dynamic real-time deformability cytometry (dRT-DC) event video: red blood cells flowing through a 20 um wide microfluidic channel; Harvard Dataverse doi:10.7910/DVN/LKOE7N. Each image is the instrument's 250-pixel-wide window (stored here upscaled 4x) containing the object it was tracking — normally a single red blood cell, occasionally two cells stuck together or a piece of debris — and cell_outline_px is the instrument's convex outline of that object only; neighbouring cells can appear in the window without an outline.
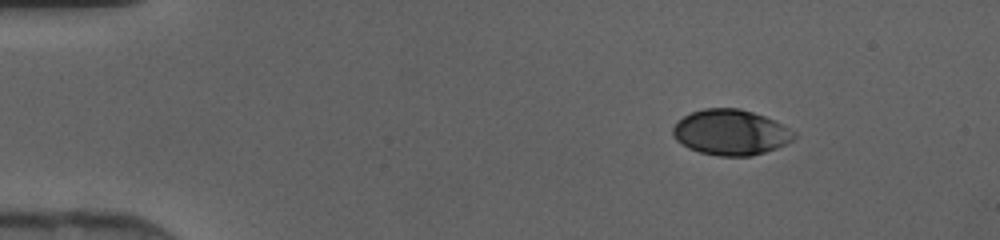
{"species": "human", "species_latin": "Homo sapiens", "temperature_condition": "cold", "stored_images_in_passage": 40, "camera_frame_rate_fps": 3000, "um_per_image_px": 0.085, "donor": {"sex": "female"}, "frame": {"image": 1, "passage_image": 1, "time_ms": 0.0, "image_size_px": [1000, 240], "cell_outline_px": [[796, 136], [788, 144], [752, 156], [720, 156], [700, 152], [688, 148], [680, 144], [672, 136], [672, 128], [684, 116], [692, 112], [704, 108], [740, 108], [764, 116], [796, 132]], "centroid_in_image_um": [62.1, 11.26], "position_along_channel_um": 22.9, "area_um2": 32.08}}
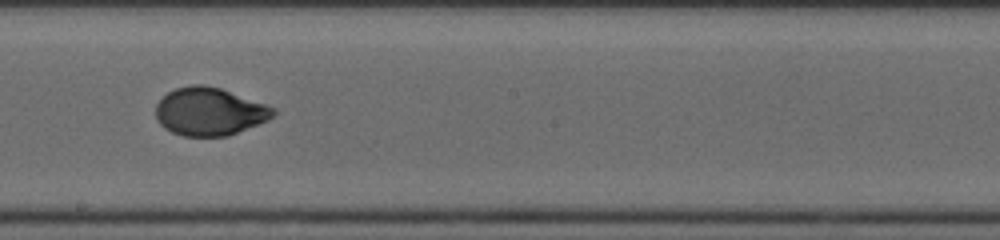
{"frame": {"image": 2, "passage_image": 21, "time_ms": 6.667, "image_size_px": [1000, 240], "cell_outline_px": [[276, 112], [268, 120], [228, 136], [184, 136], [172, 132], [164, 128], [156, 120], [156, 104], [168, 92], [176, 88], [192, 84], [204, 84], [220, 88], [276, 108]], "centroid_in_image_um": [17.79, 9.48], "position_along_channel_um": 230.4, "area_um2": 32.71}}
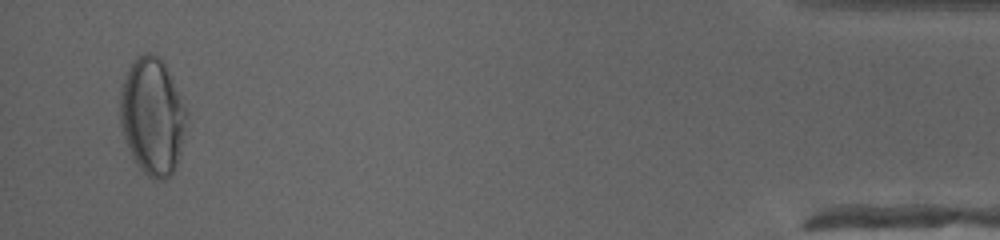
{"frame": {"image": 3, "passage_image": 39, "time_ms": 12.667, "image_size_px": [1000, 240], "cell_outline_px": [[188, 112], [180, 152], [176, 164], [172, 172], [164, 180], [156, 180], [148, 176], [140, 168], [132, 156], [124, 140], [120, 124], [120, 92], [124, 72], [136, 56], [144, 52], [152, 52], [164, 60]], "centroid_in_image_um": [12.93, 9.82], "position_along_channel_um": 422.3, "area_um2": 45.78}}